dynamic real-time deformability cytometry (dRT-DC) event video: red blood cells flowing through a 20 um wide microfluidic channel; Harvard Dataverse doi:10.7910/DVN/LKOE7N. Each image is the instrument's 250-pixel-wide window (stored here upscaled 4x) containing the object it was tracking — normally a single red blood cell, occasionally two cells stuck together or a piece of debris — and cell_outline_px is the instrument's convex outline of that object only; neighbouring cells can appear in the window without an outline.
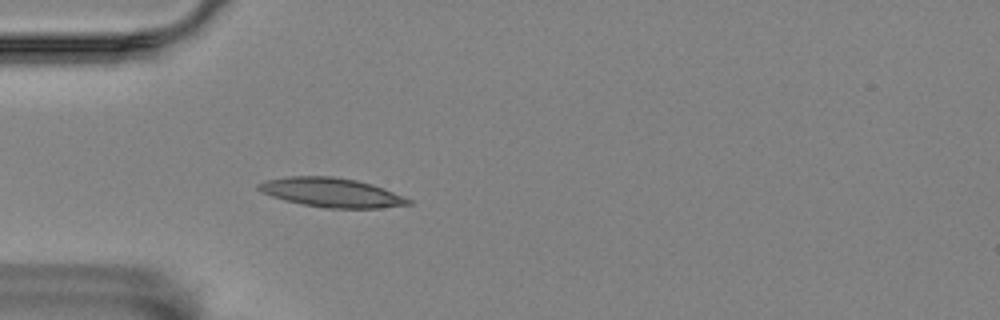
{"species": "Egyptian fruit bat (a non-hibernating species)", "species_latin": "Rousettus aegyptiacus", "temperature_condition": "room temperature", "stored_images_in_passage": 43, "camera_frame_rate_fps": 3000, "um_per_image_px": 0.085, "animal": {"sex": "female"}, "frame": {"image": 1, "passage_image": 6, "time_ms": 1.667, "image_size_px": [1000, 320], "cell_outline_px": [[412, 204], [380, 208], [324, 208], [284, 200], [260, 192], [256, 188], [256, 184], [264, 180], [288, 176], [332, 176], [356, 180], [372, 184], [384, 188], [412, 200]], "centroid_in_image_um": [28.15, 16.36], "position_along_channel_um": 56.9, "area_um2": 25.61}}
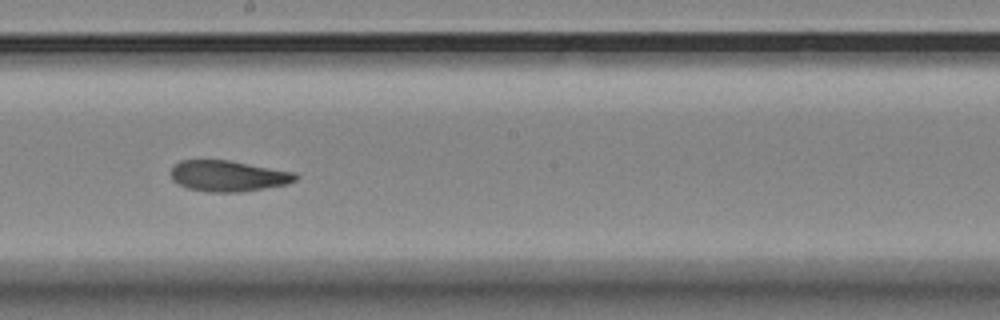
{"frame": {"image": 2, "passage_image": 21, "time_ms": 6.667, "image_size_px": [1000, 320], "cell_outline_px": [[300, 176], [296, 180], [288, 184], [240, 192], [208, 192], [188, 188], [176, 184], [172, 180], [172, 168], [180, 160], [228, 160], [296, 172]], "centroid_in_image_um": [19.42, 14.96], "position_along_channel_um": 228.8, "area_um2": 22.54}}
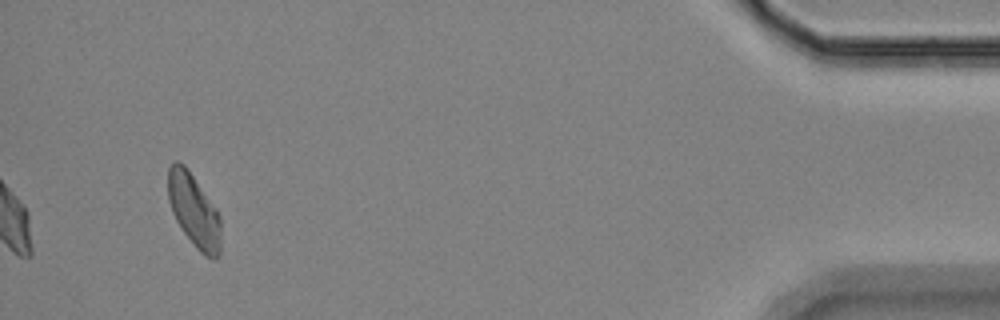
{"frame": {"image": 3, "passage_image": 43, "time_ms": 14.0, "image_size_px": [1000, 320], "cell_outline_px": [[220, 256], [216, 260], [212, 260], [204, 256], [196, 248], [180, 228], [172, 212], [168, 200], [168, 168], [176, 160], [184, 164], [216, 208], [220, 216]], "centroid_in_image_um": [16.49, 17.94], "position_along_channel_um": 418.7, "area_um2": 22.66}, "authors_computed_cell_mechanics": {"area_um2": 22.9466, "velocity_mm_per_s": 3.5307, "shape_relaxation_time_tau1_ms": null, "shape_relaxation_time_tau2_ms": 3.7345, "deformation_change_tau1": null, "deformation_change_tau2": 0.1008}}